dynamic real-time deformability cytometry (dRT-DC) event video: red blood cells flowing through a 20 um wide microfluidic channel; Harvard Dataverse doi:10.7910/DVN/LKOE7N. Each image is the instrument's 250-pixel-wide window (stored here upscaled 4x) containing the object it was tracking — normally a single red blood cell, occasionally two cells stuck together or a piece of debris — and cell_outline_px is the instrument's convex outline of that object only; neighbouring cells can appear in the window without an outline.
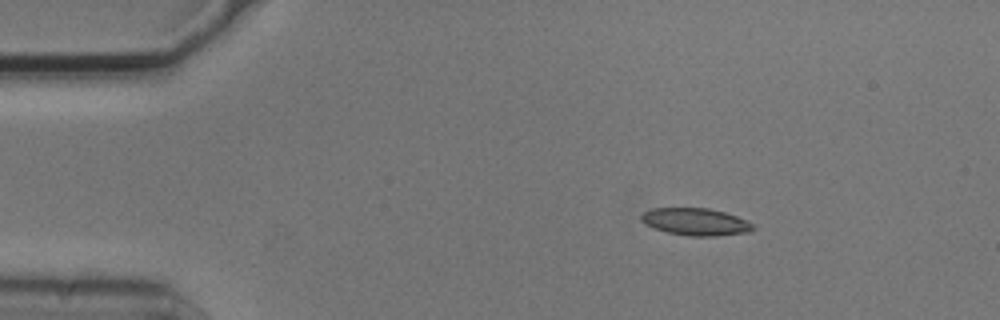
{"species": "common noctule bat (a hibernating species)", "species_latin": "Nyctalus noctula", "temperature_condition": "cold", "stored_images_in_passage": 4, "segment_of_instrument_passage": [1, 2], "camera_frame_rate_fps": 3000, "um_per_image_px": 0.085, "animal": {"sex": "male", "body_mass_g": 20.5, "forearm_length_mm": 52.5}, "frame": {"image": 1, "passage_image": 1, "time_ms": 0.0, "image_size_px": [1000, 320], "cell_outline_px": [[756, 228], [748, 232], [716, 236], [688, 236], [668, 232], [656, 228], [640, 220], [640, 216], [644, 212], [652, 208], [708, 208], [724, 212], [736, 216], [752, 224]], "centroid_in_image_um": [59.13, 18.85], "position_along_channel_um": 25.9, "area_um2": 17.51}}